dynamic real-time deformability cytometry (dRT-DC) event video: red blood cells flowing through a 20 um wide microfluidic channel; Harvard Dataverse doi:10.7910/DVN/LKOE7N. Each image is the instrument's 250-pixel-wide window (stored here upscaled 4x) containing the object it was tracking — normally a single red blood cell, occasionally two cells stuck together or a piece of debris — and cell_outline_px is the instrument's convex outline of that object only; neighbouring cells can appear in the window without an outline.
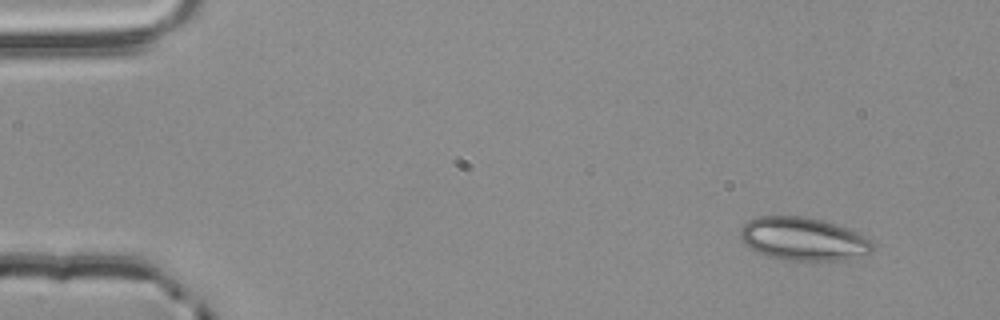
{"species": "common noctule bat (a hibernating species)", "species_latin": "Nyctalus noctula", "temperature_condition": "room temperature", "stored_images_in_passage": 4, "camera_frame_rate_fps": 3000, "um_per_image_px": 0.085, "animal": {"sex": "male", "body_mass_g": 20.4}, "frame": {"image": 1, "passage_image": 1, "time_ms": 0.0, "image_size_px": [1000, 320], "cell_outline_px": [[876, 244], [868, 252], [836, 260], [788, 260], [768, 256], [744, 244], [740, 236], [740, 228], [748, 220], [760, 216], [804, 216], [824, 220], [864, 236], [872, 240]], "centroid_in_image_um": [68.22, 20.28], "position_along_channel_um": 16.8, "area_um2": 32.6}}